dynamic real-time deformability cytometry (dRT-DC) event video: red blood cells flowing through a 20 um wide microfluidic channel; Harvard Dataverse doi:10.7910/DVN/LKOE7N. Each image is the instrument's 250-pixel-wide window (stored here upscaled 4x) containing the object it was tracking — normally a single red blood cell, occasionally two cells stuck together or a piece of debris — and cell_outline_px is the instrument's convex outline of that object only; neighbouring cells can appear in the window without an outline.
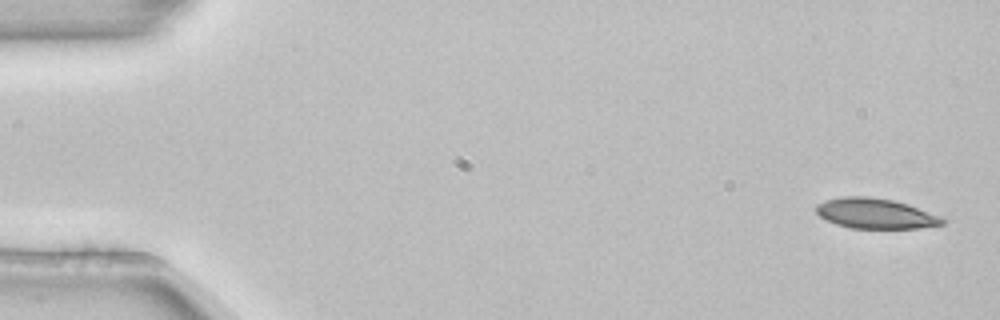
{"species": "common noctule bat (a hibernating species)", "species_latin": "Nyctalus noctula", "temperature_condition": "room temperature", "stored_images_in_passage": 4, "camera_frame_rate_fps": 3000, "um_per_image_px": 0.085, "animal": {"sex": "female", "body_mass_g": 22.7, "forearm_length_mm": 54.2}, "frame": {"image": 1, "passage_image": 1, "time_ms": 0.0, "image_size_px": [1000, 320], "cell_outline_px": [[948, 220], [944, 224], [916, 228], [852, 228], [836, 224], [820, 216], [816, 212], [816, 204], [828, 200], [844, 196], [868, 196], [892, 200], [908, 204], [940, 216]], "centroid_in_image_um": [74.43, 18.14], "position_along_channel_um": 10.6, "area_um2": 22.08}}
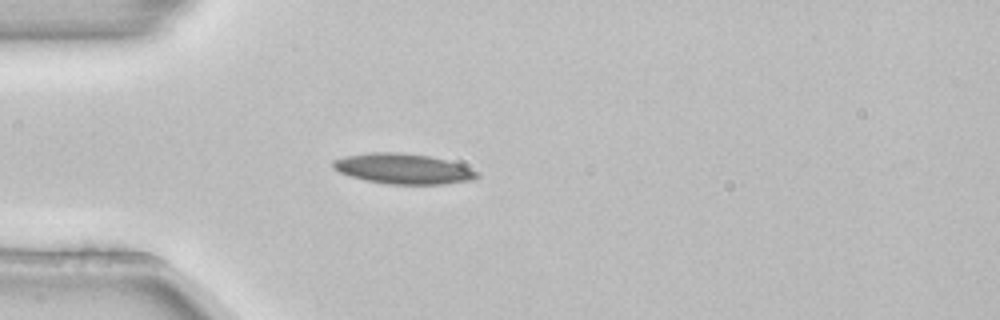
{"frame": {"image": 2, "passage_image": 4, "time_ms": 1.0, "image_size_px": [1000, 320], "cell_outline_px": [[480, 176], [472, 180], [444, 184], [388, 184], [364, 180], [340, 172], [332, 168], [332, 160], [344, 156], [368, 152], [400, 152], [428, 156], [460, 164], [480, 172]], "centroid_in_image_um": [34.25, 14.34], "position_along_channel_um": 50.7, "area_um2": 25.49}}